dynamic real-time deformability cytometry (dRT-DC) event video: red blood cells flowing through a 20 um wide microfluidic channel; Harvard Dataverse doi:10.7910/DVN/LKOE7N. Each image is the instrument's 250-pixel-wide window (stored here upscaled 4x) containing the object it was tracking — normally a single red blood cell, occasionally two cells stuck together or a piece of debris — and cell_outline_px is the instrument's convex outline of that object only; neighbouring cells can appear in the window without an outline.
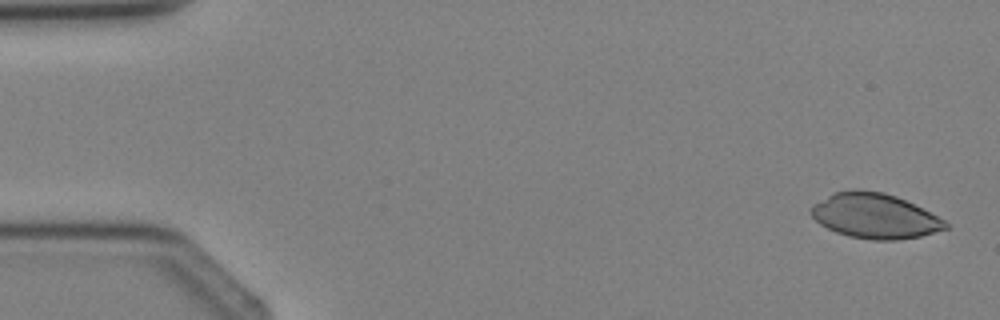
{"species": "Egyptian fruit bat (a non-hibernating species)", "species_latin": "Rousettus aegyptiacus", "temperature_condition": "cold", "stored_images_in_passage": 4, "camera_frame_rate_fps": 3000, "um_per_image_px": 0.085, "animal": {"sex": "female"}, "frame": {"image": 1, "passage_image": 1, "time_ms": 0.0, "image_size_px": [1000, 320], "cell_outline_px": [[948, 228], [920, 236], [896, 240], [872, 240], [848, 236], [836, 232], [820, 224], [808, 212], [812, 204], [836, 192], [884, 192], [896, 196], [944, 220], [948, 224]], "centroid_in_image_um": [74.33, 18.39], "position_along_channel_um": 10.7, "area_um2": 34.33}}